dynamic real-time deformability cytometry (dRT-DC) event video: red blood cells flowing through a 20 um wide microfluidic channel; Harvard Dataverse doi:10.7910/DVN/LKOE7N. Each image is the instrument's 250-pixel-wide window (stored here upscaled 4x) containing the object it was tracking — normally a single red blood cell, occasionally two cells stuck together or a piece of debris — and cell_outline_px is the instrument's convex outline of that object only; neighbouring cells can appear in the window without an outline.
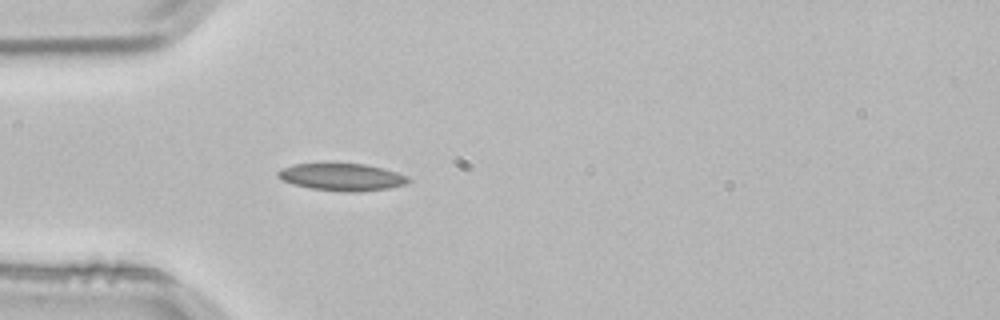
{"species": "common noctule bat (a hibernating species)", "species_latin": "Nyctalus noctula", "temperature_condition": "room temperature", "stored_images_in_passage": 1, "camera_frame_rate_fps": 3000, "um_per_image_px": 0.085, "animal": {"sex": "male", "body_mass_g": 21.5, "forearm_length_mm": 52.0}, "frame": {"image": 1, "passage_image": 1, "time_ms": 0.0, "image_size_px": [1000, 320], "cell_outline_px": [[412, 180], [404, 184], [388, 188], [356, 192], [344, 192], [308, 188], [292, 184], [276, 176], [276, 172], [280, 168], [292, 164], [364, 164], [396, 172], [408, 176]], "centroid_in_image_um": [29.01, 15.05], "position_along_channel_um": 56.0, "area_um2": 20.63}}